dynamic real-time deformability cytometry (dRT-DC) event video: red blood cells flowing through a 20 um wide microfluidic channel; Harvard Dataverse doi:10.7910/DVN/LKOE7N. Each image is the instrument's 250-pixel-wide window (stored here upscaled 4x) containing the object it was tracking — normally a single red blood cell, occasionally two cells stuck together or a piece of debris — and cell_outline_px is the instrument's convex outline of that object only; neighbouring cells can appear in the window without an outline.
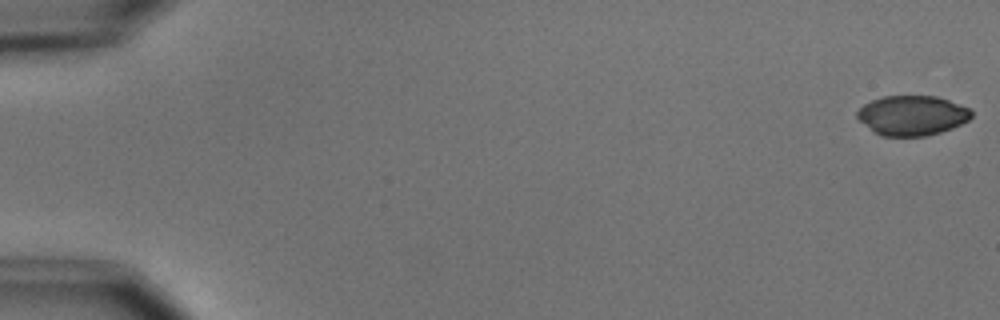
{"species": "common noctule bat (a hibernating species)", "species_latin": "Nyctalus noctula", "temperature_condition": "cold", "stored_images_in_passage": 7, "camera_frame_rate_fps": 3000, "um_per_image_px": 0.085, "animal": {"sex": "male", "body_mass_g": 15.6}, "frame": {"image": 1, "passage_image": 1, "time_ms": 0.0, "image_size_px": [1000, 320], "cell_outline_px": [[972, 116], [968, 120], [952, 128], [940, 132], [924, 136], [880, 136], [872, 132], [856, 116], [856, 112], [864, 104], [872, 100], [884, 96], [936, 96], [972, 108]], "centroid_in_image_um": [77.53, 9.81], "position_along_channel_um": 7.5, "area_um2": 26.59}}
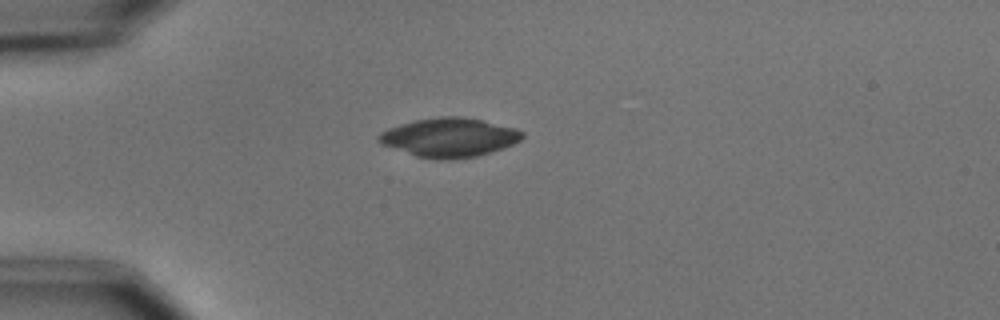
{"frame": {"image": 2, "passage_image": 5, "time_ms": 4.667, "image_size_px": [1000, 320], "cell_outline_px": [[524, 136], [520, 140], [504, 148], [476, 156], [444, 160], [416, 156], [380, 144], [376, 140], [376, 136], [380, 132], [388, 128], [400, 124], [416, 120], [440, 116], [460, 116], [480, 120], [516, 128], [524, 132]], "centroid_in_image_um": [38.16, 11.68], "position_along_channel_um": 46.8, "area_um2": 32.54}}